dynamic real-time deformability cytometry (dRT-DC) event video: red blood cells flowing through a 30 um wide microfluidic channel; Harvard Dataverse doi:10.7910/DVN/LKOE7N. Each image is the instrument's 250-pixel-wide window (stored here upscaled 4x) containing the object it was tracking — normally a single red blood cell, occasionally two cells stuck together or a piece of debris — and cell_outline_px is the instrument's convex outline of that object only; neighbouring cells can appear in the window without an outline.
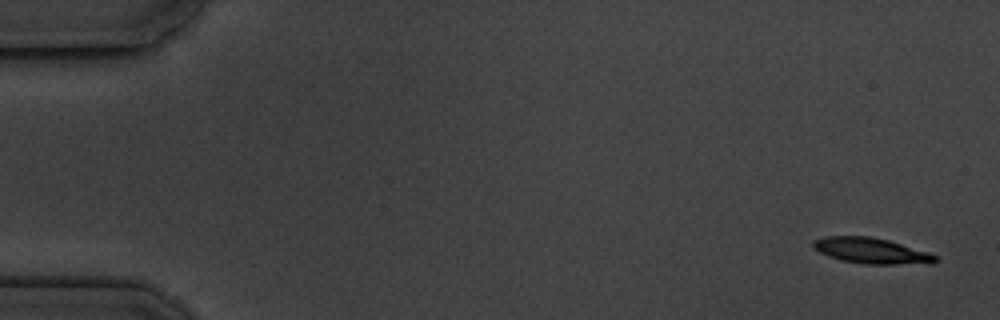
{"species": "common noctule bat (a hibernating species)", "species_latin": "Nyctalus noctula", "temperature_condition": "cold", "stored_images_in_passage": 5, "camera_frame_rate_fps": 3000, "um_per_image_px": 0.085, "animal": {"sex": "male", "body_mass_g": 19.5, "forearm_length_mm": 54.6}, "frame": {"image": 1, "passage_image": 1, "time_ms": 0.0, "image_size_px": [1000, 320], "cell_outline_px": [[940, 260], [932, 264], [864, 264], [840, 260], [828, 256], [812, 248], [812, 240], [824, 236], [868, 236], [888, 240], [928, 252], [936, 256]], "centroid_in_image_um": [74.05, 21.32], "position_along_channel_um": 11.0, "area_um2": 18.5}}
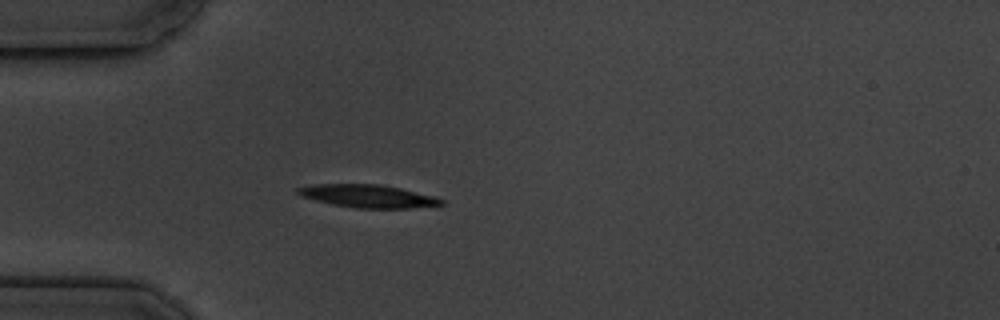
{"frame": {"image": 2, "passage_image": 5, "time_ms": 4.667, "image_size_px": [1000, 320], "cell_outline_px": [[444, 204], [412, 208], [356, 208], [332, 204], [300, 196], [296, 192], [296, 188], [312, 184], [380, 184], [400, 188], [436, 196], [444, 200]], "centroid_in_image_um": [31.28, 16.66], "position_along_channel_um": 53.7, "area_um2": 19.19}}